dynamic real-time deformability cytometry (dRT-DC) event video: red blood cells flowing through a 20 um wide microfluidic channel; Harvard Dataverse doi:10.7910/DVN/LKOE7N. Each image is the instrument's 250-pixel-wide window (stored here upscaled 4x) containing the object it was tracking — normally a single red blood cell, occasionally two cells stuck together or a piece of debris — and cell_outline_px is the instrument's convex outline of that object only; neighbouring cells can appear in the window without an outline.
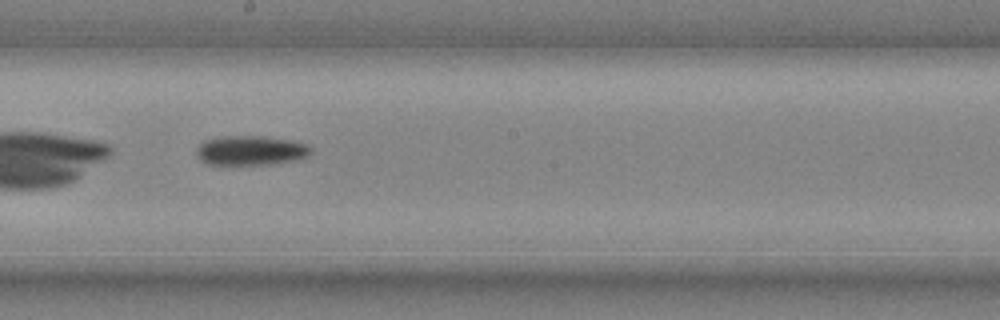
{"species": "common noctule bat (a hibernating species)", "species_latin": "Nyctalus noctula", "temperature_condition": "cold", "stored_images_in_passage": 31, "camera_frame_rate_fps": 3000, "um_per_image_px": 0.085, "animal": {"sex": "male", "body_mass_g": 20.4}, "frame": {"image": 1, "passage_image": 14, "time_ms": 4.333, "image_size_px": [1000, 320], "cell_outline_px": [[312, 152], [308, 156], [296, 160], [268, 164], [208, 164], [200, 160], [196, 156], [196, 148], [204, 140], [224, 136], [260, 136], [292, 140], [308, 144], [312, 148]], "centroid_in_image_um": [21.32, 12.78], "position_along_channel_um": 226.9, "area_um2": 19.77}}
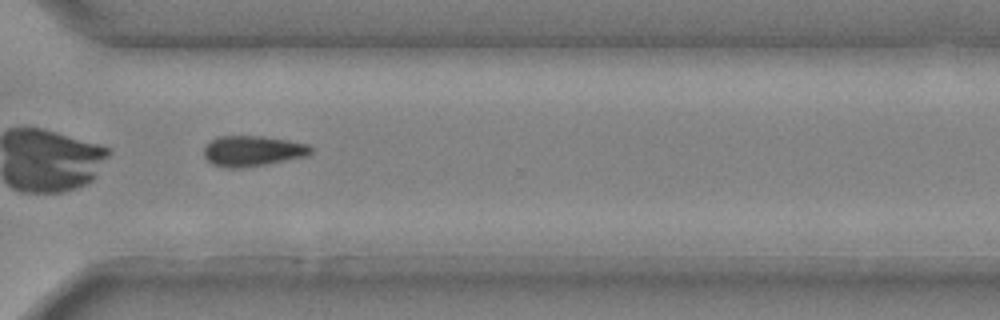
{"frame": {"image": 2, "passage_image": 22, "time_ms": 7.0, "image_size_px": [1000, 320], "cell_outline_px": [[312, 152], [308, 156], [268, 164], [240, 168], [224, 168], [212, 164], [204, 156], [204, 148], [208, 140], [216, 136], [264, 136], [288, 140], [308, 144], [312, 148]], "centroid_in_image_um": [21.45, 12.83], "position_along_channel_um": 349.1, "area_um2": 19.36}}
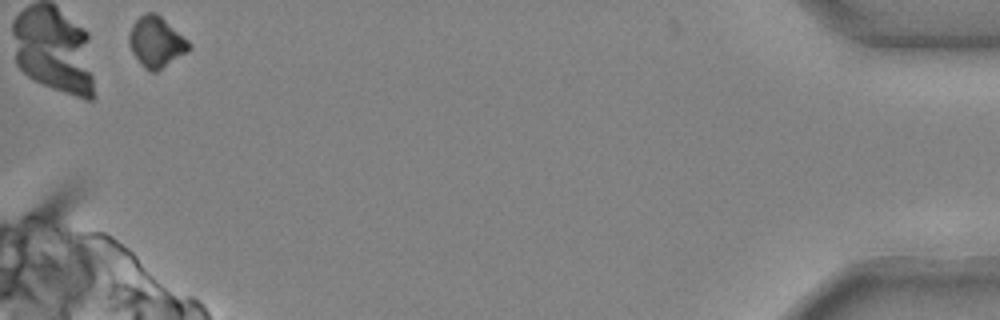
{"frame": {"image": 3, "passage_image": 31, "time_ms": 10.0, "image_size_px": [1000, 320], "cell_outline_px": [[192, 48], [188, 52], [156, 72], [152, 72], [144, 68], [140, 64], [132, 52], [128, 44], [128, 36], [132, 24], [144, 12], [156, 12], [188, 40], [192, 44]], "centroid_in_image_um": [13.28, 3.57], "position_along_channel_um": 421.9, "area_um2": 17.86}}